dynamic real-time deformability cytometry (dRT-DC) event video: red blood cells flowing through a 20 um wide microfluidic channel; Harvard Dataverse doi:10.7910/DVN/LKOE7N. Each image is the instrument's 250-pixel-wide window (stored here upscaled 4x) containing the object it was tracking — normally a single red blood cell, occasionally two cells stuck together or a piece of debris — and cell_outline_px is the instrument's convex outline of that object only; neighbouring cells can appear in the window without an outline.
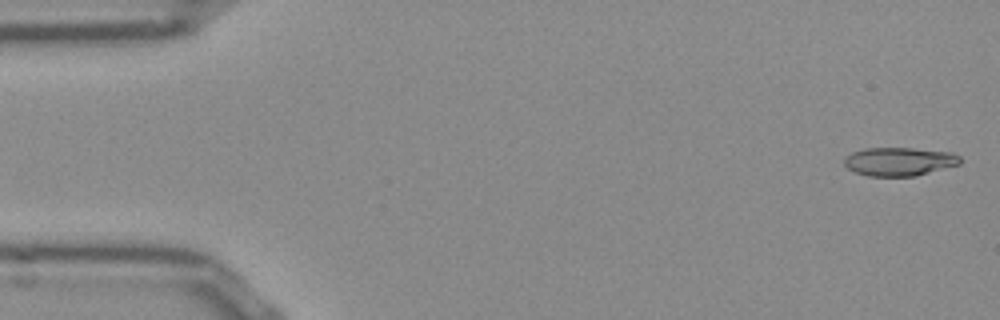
{"species": "Egyptian fruit bat (a non-hibernating species)", "species_latin": "Rousettus aegyptiacus", "temperature_condition": "room temperature", "stored_images_in_passage": 51, "camera_frame_rate_fps": 3000, "um_per_image_px": 0.085, "frame": {"image": 1, "passage_image": 1, "time_ms": 0.0, "image_size_px": [1000, 320], "cell_outline_px": [[960, 164], [916, 176], [868, 176], [856, 172], [848, 168], [844, 164], [844, 156], [852, 152], [864, 148], [912, 148], [952, 152], [960, 156]], "centroid_in_image_um": [76.43, 13.72], "position_along_channel_um": 8.6, "area_um2": 19.31}}
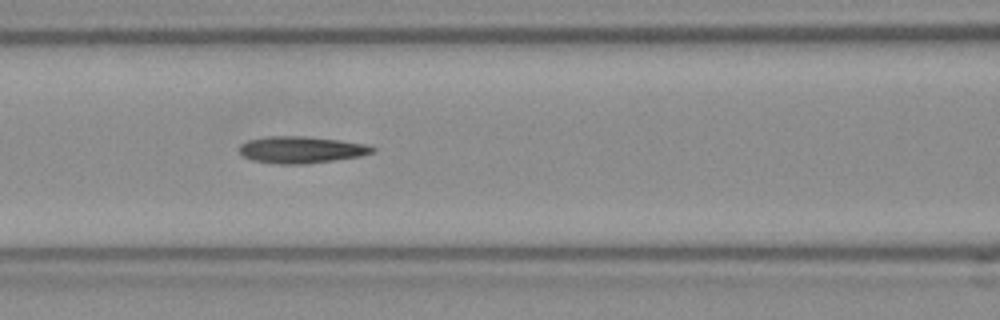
{"frame": {"image": 2, "passage_image": 21, "time_ms": 6.667, "image_size_px": [1000, 320], "cell_outline_px": [[376, 152], [360, 156], [308, 164], [280, 164], [252, 160], [244, 156], [240, 152], [240, 144], [248, 140], [268, 136], [300, 136], [336, 140], [364, 144], [376, 148]], "centroid_in_image_um": [25.6, 12.73], "position_along_channel_um": 141.0, "area_um2": 20.58}}
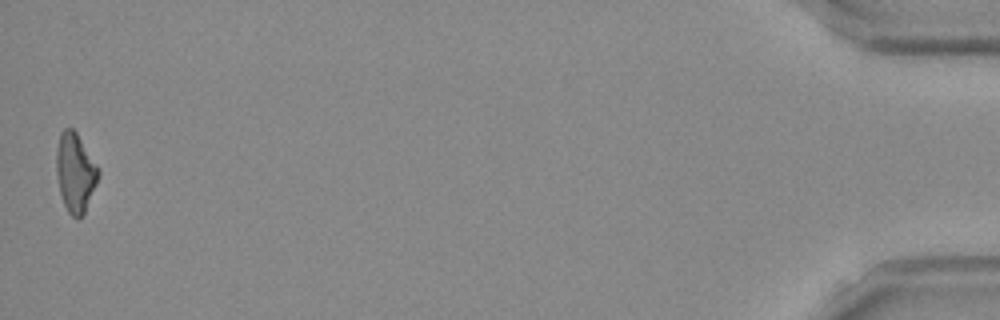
{"frame": {"image": 3, "passage_image": 51, "time_ms": 16.667, "image_size_px": [1000, 320], "cell_outline_px": [[100, 172], [96, 184], [84, 212], [80, 216], [72, 216], [68, 212], [64, 204], [60, 192], [56, 172], [56, 148], [60, 132], [64, 128], [72, 128], [76, 132], [100, 168]], "centroid_in_image_um": [6.39, 14.61], "position_along_channel_um": 428.8, "area_um2": 19.19}, "authors_computed_cell_mechanics": {"area_um2": 19.7676, "velocity_mm_per_s": 3.8795, "shape_relaxation_time_tau1_ms": null, "shape_relaxation_time_tau2_ms": 9.1042, "deformation_change_tau1": null, "deformation_change_tau2": 0.2229}}